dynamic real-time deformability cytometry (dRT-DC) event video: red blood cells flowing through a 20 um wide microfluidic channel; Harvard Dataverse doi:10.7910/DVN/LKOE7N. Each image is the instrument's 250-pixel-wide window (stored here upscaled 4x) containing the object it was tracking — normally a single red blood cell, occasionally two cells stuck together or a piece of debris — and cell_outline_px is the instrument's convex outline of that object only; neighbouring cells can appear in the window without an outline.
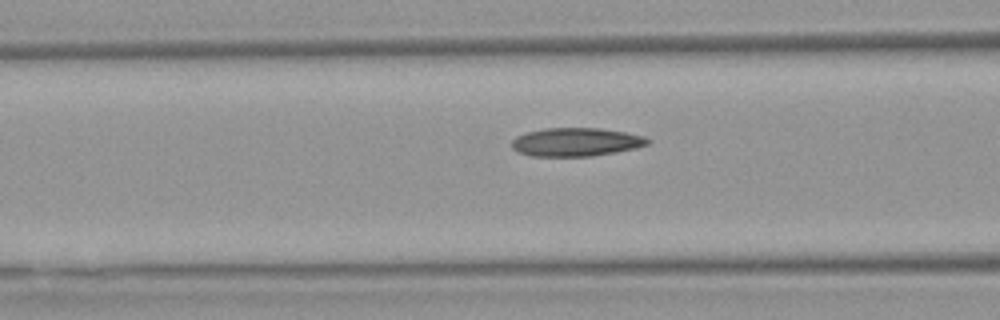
{"species": "Egyptian fruit bat (a non-hibernating species)", "species_latin": "Rousettus aegyptiacus", "temperature_condition": "warm", "stored_images_in_passage": 33, "camera_frame_rate_fps": 3000, "um_per_image_px": 0.085, "animal": {"sex": "female"}, "frame": {"image": 1, "passage_image": 12, "time_ms": 3.667, "image_size_px": [1000, 320], "cell_outline_px": [[652, 140], [648, 144], [636, 148], [616, 152], [592, 156], [532, 156], [516, 152], [512, 148], [512, 140], [516, 136], [528, 132], [544, 128], [600, 128], [624, 132], [644, 136]], "centroid_in_image_um": [48.96, 12.07], "position_along_channel_um": 117.6, "area_um2": 22.6}}
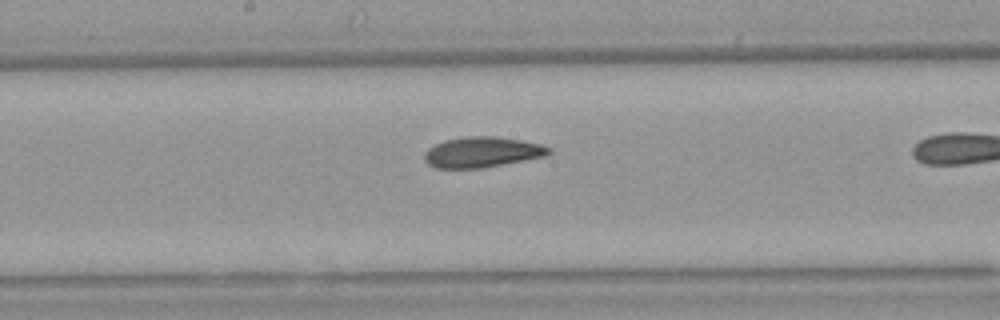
{"frame": {"image": 2, "passage_image": 19, "time_ms": 6.0, "image_size_px": [1000, 320], "cell_outline_px": [[552, 152], [544, 156], [524, 160], [480, 168], [436, 168], [428, 164], [424, 160], [424, 152], [428, 148], [444, 140], [468, 136], [496, 136], [520, 140], [540, 144], [552, 148]], "centroid_in_image_um": [40.96, 12.93], "position_along_channel_um": 207.2, "area_um2": 22.02}}
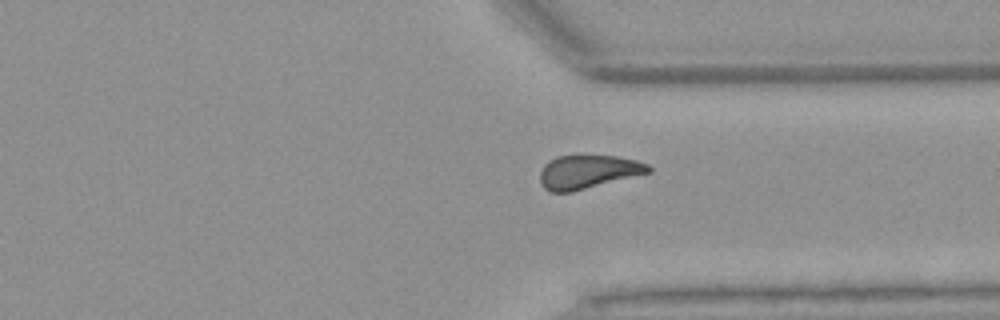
{"frame": {"image": 3, "passage_image": 31, "time_ms": 10.0, "image_size_px": [1000, 320], "cell_outline_px": [[652, 172], [572, 192], [548, 192], [540, 184], [540, 172], [544, 164], [548, 160], [556, 156], [616, 156], [636, 160], [648, 164], [652, 168]], "centroid_in_image_um": [49.97, 14.61], "position_along_channel_um": 361.4, "area_um2": 21.39}}